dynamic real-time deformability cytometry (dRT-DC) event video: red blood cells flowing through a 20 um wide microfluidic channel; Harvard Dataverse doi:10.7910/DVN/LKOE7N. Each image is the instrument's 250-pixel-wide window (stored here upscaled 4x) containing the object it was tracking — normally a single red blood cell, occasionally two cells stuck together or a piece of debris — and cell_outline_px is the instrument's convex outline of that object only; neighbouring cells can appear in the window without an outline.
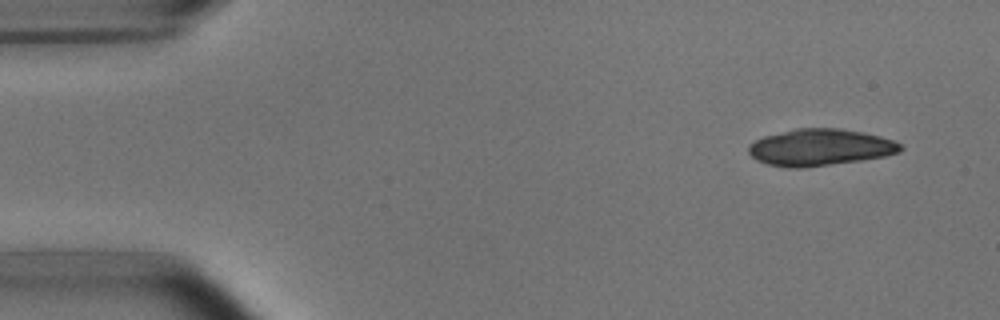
{"species": "common noctule bat (a hibernating species)", "species_latin": "Nyctalus noctula", "temperature_condition": "room temperature", "stored_images_in_passage": 7, "camera_frame_rate_fps": 3000, "um_per_image_px": 0.085, "animal": {"sex": "male", "body_mass_g": 15.6}, "frame": {"image": 1, "passage_image": 1, "time_ms": 0.0, "image_size_px": [1000, 320], "cell_outline_px": [[904, 148], [900, 152], [884, 156], [860, 160], [800, 168], [788, 168], [768, 164], [756, 160], [748, 152], [748, 144], [764, 136], [796, 128], [840, 128], [880, 136], [904, 144]], "centroid_in_image_um": [69.7, 12.52], "position_along_channel_um": 15.3, "area_um2": 32.43}}
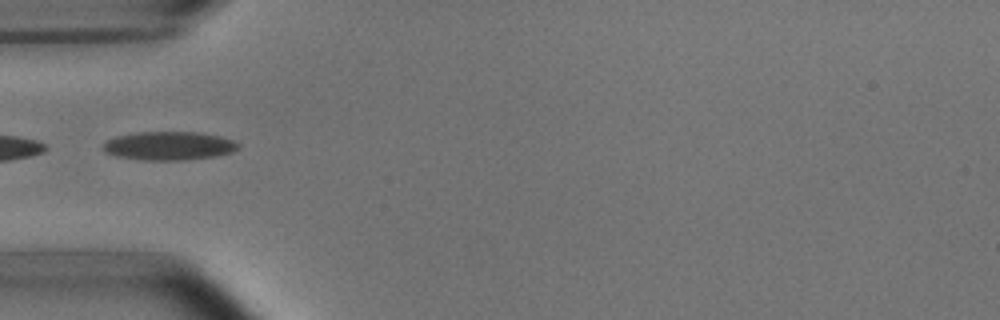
{"frame": {"image": 2, "passage_image": 4, "time_ms": 4.333, "image_size_px": [1000, 320], "cell_outline_px": [[240, 148], [232, 152], [216, 156], [180, 160], [144, 160], [116, 156], [108, 152], [104, 148], [104, 144], [108, 140], [116, 136], [136, 132], [196, 132], [220, 136], [232, 140], [240, 144]], "centroid_in_image_um": [14.4, 12.39], "position_along_channel_um": 70.6, "area_um2": 22.31}}
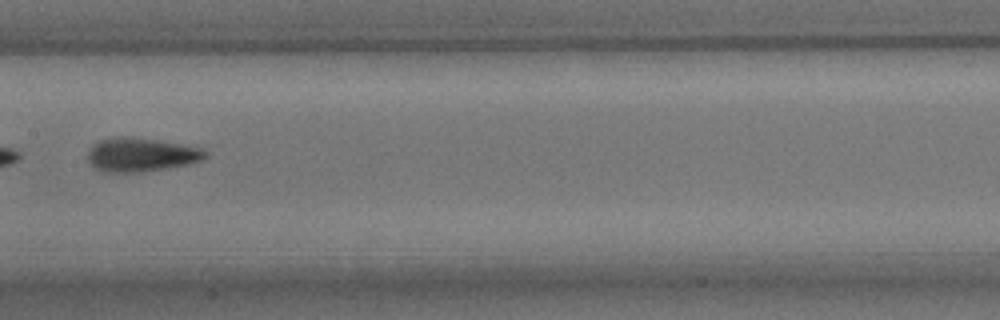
{"frame": {"image": 3, "passage_image": 7, "time_ms": 7.667, "image_size_px": [1000, 320], "cell_outline_px": [[208, 156], [200, 160], [188, 164], [140, 172], [104, 172], [88, 164], [88, 152], [92, 144], [100, 140], [120, 136], [128, 136], [184, 144], [204, 148], [208, 152]], "centroid_in_image_um": [11.99, 13.14], "position_along_channel_um": 195.4, "area_um2": 23.24}}